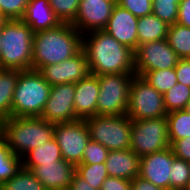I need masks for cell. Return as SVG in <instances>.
<instances>
[{
  "instance_id": "obj_22",
  "label": "cell",
  "mask_w": 190,
  "mask_h": 190,
  "mask_svg": "<svg viewBox=\"0 0 190 190\" xmlns=\"http://www.w3.org/2000/svg\"><path fill=\"white\" fill-rule=\"evenodd\" d=\"M19 70H0V121L12 117V101Z\"/></svg>"
},
{
  "instance_id": "obj_9",
  "label": "cell",
  "mask_w": 190,
  "mask_h": 190,
  "mask_svg": "<svg viewBox=\"0 0 190 190\" xmlns=\"http://www.w3.org/2000/svg\"><path fill=\"white\" fill-rule=\"evenodd\" d=\"M135 74L98 75L100 92L97 115H125L128 106L130 84Z\"/></svg>"
},
{
  "instance_id": "obj_20",
  "label": "cell",
  "mask_w": 190,
  "mask_h": 190,
  "mask_svg": "<svg viewBox=\"0 0 190 190\" xmlns=\"http://www.w3.org/2000/svg\"><path fill=\"white\" fill-rule=\"evenodd\" d=\"M22 20L34 33L55 28L62 23L53 12L48 0H30Z\"/></svg>"
},
{
  "instance_id": "obj_1",
  "label": "cell",
  "mask_w": 190,
  "mask_h": 190,
  "mask_svg": "<svg viewBox=\"0 0 190 190\" xmlns=\"http://www.w3.org/2000/svg\"><path fill=\"white\" fill-rule=\"evenodd\" d=\"M82 50L91 74H135L134 51L104 30L84 34Z\"/></svg>"
},
{
  "instance_id": "obj_10",
  "label": "cell",
  "mask_w": 190,
  "mask_h": 190,
  "mask_svg": "<svg viewBox=\"0 0 190 190\" xmlns=\"http://www.w3.org/2000/svg\"><path fill=\"white\" fill-rule=\"evenodd\" d=\"M54 139L61 149L62 159L77 166L90 140L84 119L54 124Z\"/></svg>"
},
{
  "instance_id": "obj_25",
  "label": "cell",
  "mask_w": 190,
  "mask_h": 190,
  "mask_svg": "<svg viewBox=\"0 0 190 190\" xmlns=\"http://www.w3.org/2000/svg\"><path fill=\"white\" fill-rule=\"evenodd\" d=\"M166 40L180 59L190 58V28L177 23L170 25Z\"/></svg>"
},
{
  "instance_id": "obj_47",
  "label": "cell",
  "mask_w": 190,
  "mask_h": 190,
  "mask_svg": "<svg viewBox=\"0 0 190 190\" xmlns=\"http://www.w3.org/2000/svg\"><path fill=\"white\" fill-rule=\"evenodd\" d=\"M185 190H190V182L188 183L187 187L185 188Z\"/></svg>"
},
{
  "instance_id": "obj_2",
  "label": "cell",
  "mask_w": 190,
  "mask_h": 190,
  "mask_svg": "<svg viewBox=\"0 0 190 190\" xmlns=\"http://www.w3.org/2000/svg\"><path fill=\"white\" fill-rule=\"evenodd\" d=\"M83 35L71 24L34 33L32 70L70 59L82 50Z\"/></svg>"
},
{
  "instance_id": "obj_4",
  "label": "cell",
  "mask_w": 190,
  "mask_h": 190,
  "mask_svg": "<svg viewBox=\"0 0 190 190\" xmlns=\"http://www.w3.org/2000/svg\"><path fill=\"white\" fill-rule=\"evenodd\" d=\"M34 32L22 19L6 20L2 26L0 67L32 70Z\"/></svg>"
},
{
  "instance_id": "obj_40",
  "label": "cell",
  "mask_w": 190,
  "mask_h": 190,
  "mask_svg": "<svg viewBox=\"0 0 190 190\" xmlns=\"http://www.w3.org/2000/svg\"><path fill=\"white\" fill-rule=\"evenodd\" d=\"M177 24L190 28V0H181L178 7Z\"/></svg>"
},
{
  "instance_id": "obj_31",
  "label": "cell",
  "mask_w": 190,
  "mask_h": 190,
  "mask_svg": "<svg viewBox=\"0 0 190 190\" xmlns=\"http://www.w3.org/2000/svg\"><path fill=\"white\" fill-rule=\"evenodd\" d=\"M190 182V162L176 158L171 166L170 190H185Z\"/></svg>"
},
{
  "instance_id": "obj_41",
  "label": "cell",
  "mask_w": 190,
  "mask_h": 190,
  "mask_svg": "<svg viewBox=\"0 0 190 190\" xmlns=\"http://www.w3.org/2000/svg\"><path fill=\"white\" fill-rule=\"evenodd\" d=\"M131 190H164L157 187L152 182L147 181L140 176L135 177L131 180Z\"/></svg>"
},
{
  "instance_id": "obj_36",
  "label": "cell",
  "mask_w": 190,
  "mask_h": 190,
  "mask_svg": "<svg viewBox=\"0 0 190 190\" xmlns=\"http://www.w3.org/2000/svg\"><path fill=\"white\" fill-rule=\"evenodd\" d=\"M153 0H116V4L125 8L136 17L147 16L152 13Z\"/></svg>"
},
{
  "instance_id": "obj_28",
  "label": "cell",
  "mask_w": 190,
  "mask_h": 190,
  "mask_svg": "<svg viewBox=\"0 0 190 190\" xmlns=\"http://www.w3.org/2000/svg\"><path fill=\"white\" fill-rule=\"evenodd\" d=\"M76 174L97 190L101 189L103 182L109 176L105 162L95 164L80 163L76 166Z\"/></svg>"
},
{
  "instance_id": "obj_12",
  "label": "cell",
  "mask_w": 190,
  "mask_h": 190,
  "mask_svg": "<svg viewBox=\"0 0 190 190\" xmlns=\"http://www.w3.org/2000/svg\"><path fill=\"white\" fill-rule=\"evenodd\" d=\"M74 96L75 83L51 86L41 118L54 124L78 120L74 110Z\"/></svg>"
},
{
  "instance_id": "obj_27",
  "label": "cell",
  "mask_w": 190,
  "mask_h": 190,
  "mask_svg": "<svg viewBox=\"0 0 190 190\" xmlns=\"http://www.w3.org/2000/svg\"><path fill=\"white\" fill-rule=\"evenodd\" d=\"M141 77L163 95L177 84L175 68L147 71Z\"/></svg>"
},
{
  "instance_id": "obj_33",
  "label": "cell",
  "mask_w": 190,
  "mask_h": 190,
  "mask_svg": "<svg viewBox=\"0 0 190 190\" xmlns=\"http://www.w3.org/2000/svg\"><path fill=\"white\" fill-rule=\"evenodd\" d=\"M178 7L173 1H152V13L169 26L177 22Z\"/></svg>"
},
{
  "instance_id": "obj_11",
  "label": "cell",
  "mask_w": 190,
  "mask_h": 190,
  "mask_svg": "<svg viewBox=\"0 0 190 190\" xmlns=\"http://www.w3.org/2000/svg\"><path fill=\"white\" fill-rule=\"evenodd\" d=\"M179 59L166 39L143 43L134 51L135 75L175 68Z\"/></svg>"
},
{
  "instance_id": "obj_18",
  "label": "cell",
  "mask_w": 190,
  "mask_h": 190,
  "mask_svg": "<svg viewBox=\"0 0 190 190\" xmlns=\"http://www.w3.org/2000/svg\"><path fill=\"white\" fill-rule=\"evenodd\" d=\"M100 92L98 77L87 75L75 83L74 110L78 119L97 115V100Z\"/></svg>"
},
{
  "instance_id": "obj_3",
  "label": "cell",
  "mask_w": 190,
  "mask_h": 190,
  "mask_svg": "<svg viewBox=\"0 0 190 190\" xmlns=\"http://www.w3.org/2000/svg\"><path fill=\"white\" fill-rule=\"evenodd\" d=\"M0 135L13 154L23 158L53 138L54 123L41 117H9L1 121Z\"/></svg>"
},
{
  "instance_id": "obj_13",
  "label": "cell",
  "mask_w": 190,
  "mask_h": 190,
  "mask_svg": "<svg viewBox=\"0 0 190 190\" xmlns=\"http://www.w3.org/2000/svg\"><path fill=\"white\" fill-rule=\"evenodd\" d=\"M115 4L116 0H80L77 16L71 24L82 35L103 30Z\"/></svg>"
},
{
  "instance_id": "obj_23",
  "label": "cell",
  "mask_w": 190,
  "mask_h": 190,
  "mask_svg": "<svg viewBox=\"0 0 190 190\" xmlns=\"http://www.w3.org/2000/svg\"><path fill=\"white\" fill-rule=\"evenodd\" d=\"M62 160L61 149L54 137L43 145L29 151L23 158V166H38Z\"/></svg>"
},
{
  "instance_id": "obj_19",
  "label": "cell",
  "mask_w": 190,
  "mask_h": 190,
  "mask_svg": "<svg viewBox=\"0 0 190 190\" xmlns=\"http://www.w3.org/2000/svg\"><path fill=\"white\" fill-rule=\"evenodd\" d=\"M140 160L131 149L109 151L105 161L108 175L132 180L139 176Z\"/></svg>"
},
{
  "instance_id": "obj_29",
  "label": "cell",
  "mask_w": 190,
  "mask_h": 190,
  "mask_svg": "<svg viewBox=\"0 0 190 190\" xmlns=\"http://www.w3.org/2000/svg\"><path fill=\"white\" fill-rule=\"evenodd\" d=\"M0 190H46L43 184L34 174L25 168L21 170L9 181L5 182Z\"/></svg>"
},
{
  "instance_id": "obj_32",
  "label": "cell",
  "mask_w": 190,
  "mask_h": 190,
  "mask_svg": "<svg viewBox=\"0 0 190 190\" xmlns=\"http://www.w3.org/2000/svg\"><path fill=\"white\" fill-rule=\"evenodd\" d=\"M62 23H72L77 16L80 0H48Z\"/></svg>"
},
{
  "instance_id": "obj_42",
  "label": "cell",
  "mask_w": 190,
  "mask_h": 190,
  "mask_svg": "<svg viewBox=\"0 0 190 190\" xmlns=\"http://www.w3.org/2000/svg\"><path fill=\"white\" fill-rule=\"evenodd\" d=\"M67 190H97L87 183L84 179L79 177L76 173L72 178V182Z\"/></svg>"
},
{
  "instance_id": "obj_35",
  "label": "cell",
  "mask_w": 190,
  "mask_h": 190,
  "mask_svg": "<svg viewBox=\"0 0 190 190\" xmlns=\"http://www.w3.org/2000/svg\"><path fill=\"white\" fill-rule=\"evenodd\" d=\"M30 0H0V13L7 19H22Z\"/></svg>"
},
{
  "instance_id": "obj_37",
  "label": "cell",
  "mask_w": 190,
  "mask_h": 190,
  "mask_svg": "<svg viewBox=\"0 0 190 190\" xmlns=\"http://www.w3.org/2000/svg\"><path fill=\"white\" fill-rule=\"evenodd\" d=\"M177 83L190 87V58H181L175 67Z\"/></svg>"
},
{
  "instance_id": "obj_16",
  "label": "cell",
  "mask_w": 190,
  "mask_h": 190,
  "mask_svg": "<svg viewBox=\"0 0 190 190\" xmlns=\"http://www.w3.org/2000/svg\"><path fill=\"white\" fill-rule=\"evenodd\" d=\"M23 168L30 170L46 190H67L76 173V166L64 159Z\"/></svg>"
},
{
  "instance_id": "obj_17",
  "label": "cell",
  "mask_w": 190,
  "mask_h": 190,
  "mask_svg": "<svg viewBox=\"0 0 190 190\" xmlns=\"http://www.w3.org/2000/svg\"><path fill=\"white\" fill-rule=\"evenodd\" d=\"M137 24L138 17L120 5L115 4L103 30L119 43L135 51L138 47Z\"/></svg>"
},
{
  "instance_id": "obj_46",
  "label": "cell",
  "mask_w": 190,
  "mask_h": 190,
  "mask_svg": "<svg viewBox=\"0 0 190 190\" xmlns=\"http://www.w3.org/2000/svg\"><path fill=\"white\" fill-rule=\"evenodd\" d=\"M1 42H2V27H0V51H1Z\"/></svg>"
},
{
  "instance_id": "obj_7",
  "label": "cell",
  "mask_w": 190,
  "mask_h": 190,
  "mask_svg": "<svg viewBox=\"0 0 190 190\" xmlns=\"http://www.w3.org/2000/svg\"><path fill=\"white\" fill-rule=\"evenodd\" d=\"M126 115L131 120L166 117L164 95L141 76L134 75L130 84Z\"/></svg>"
},
{
  "instance_id": "obj_15",
  "label": "cell",
  "mask_w": 190,
  "mask_h": 190,
  "mask_svg": "<svg viewBox=\"0 0 190 190\" xmlns=\"http://www.w3.org/2000/svg\"><path fill=\"white\" fill-rule=\"evenodd\" d=\"M177 157L171 147L141 157L139 176L159 188L170 190L171 166Z\"/></svg>"
},
{
  "instance_id": "obj_8",
  "label": "cell",
  "mask_w": 190,
  "mask_h": 190,
  "mask_svg": "<svg viewBox=\"0 0 190 190\" xmlns=\"http://www.w3.org/2000/svg\"><path fill=\"white\" fill-rule=\"evenodd\" d=\"M130 148L138 156L163 151L170 147L166 117L131 120Z\"/></svg>"
},
{
  "instance_id": "obj_30",
  "label": "cell",
  "mask_w": 190,
  "mask_h": 190,
  "mask_svg": "<svg viewBox=\"0 0 190 190\" xmlns=\"http://www.w3.org/2000/svg\"><path fill=\"white\" fill-rule=\"evenodd\" d=\"M190 101V87L177 83L164 94V106L167 113L184 110Z\"/></svg>"
},
{
  "instance_id": "obj_21",
  "label": "cell",
  "mask_w": 190,
  "mask_h": 190,
  "mask_svg": "<svg viewBox=\"0 0 190 190\" xmlns=\"http://www.w3.org/2000/svg\"><path fill=\"white\" fill-rule=\"evenodd\" d=\"M168 27L169 25L153 13L147 16L138 17V46L143 43L166 39Z\"/></svg>"
},
{
  "instance_id": "obj_43",
  "label": "cell",
  "mask_w": 190,
  "mask_h": 190,
  "mask_svg": "<svg viewBox=\"0 0 190 190\" xmlns=\"http://www.w3.org/2000/svg\"><path fill=\"white\" fill-rule=\"evenodd\" d=\"M7 19L0 13V27L3 26L4 22L6 21Z\"/></svg>"
},
{
  "instance_id": "obj_45",
  "label": "cell",
  "mask_w": 190,
  "mask_h": 190,
  "mask_svg": "<svg viewBox=\"0 0 190 190\" xmlns=\"http://www.w3.org/2000/svg\"><path fill=\"white\" fill-rule=\"evenodd\" d=\"M153 1H173L174 3H180L181 0H153Z\"/></svg>"
},
{
  "instance_id": "obj_39",
  "label": "cell",
  "mask_w": 190,
  "mask_h": 190,
  "mask_svg": "<svg viewBox=\"0 0 190 190\" xmlns=\"http://www.w3.org/2000/svg\"><path fill=\"white\" fill-rule=\"evenodd\" d=\"M100 190H131V180L108 176Z\"/></svg>"
},
{
  "instance_id": "obj_26",
  "label": "cell",
  "mask_w": 190,
  "mask_h": 190,
  "mask_svg": "<svg viewBox=\"0 0 190 190\" xmlns=\"http://www.w3.org/2000/svg\"><path fill=\"white\" fill-rule=\"evenodd\" d=\"M168 137L170 145L182 138L190 137V114L185 110H175L167 113Z\"/></svg>"
},
{
  "instance_id": "obj_14",
  "label": "cell",
  "mask_w": 190,
  "mask_h": 190,
  "mask_svg": "<svg viewBox=\"0 0 190 190\" xmlns=\"http://www.w3.org/2000/svg\"><path fill=\"white\" fill-rule=\"evenodd\" d=\"M51 86L76 83L90 74L87 58L83 50L70 59L46 65L38 71Z\"/></svg>"
},
{
  "instance_id": "obj_34",
  "label": "cell",
  "mask_w": 190,
  "mask_h": 190,
  "mask_svg": "<svg viewBox=\"0 0 190 190\" xmlns=\"http://www.w3.org/2000/svg\"><path fill=\"white\" fill-rule=\"evenodd\" d=\"M108 152L109 150L102 144L90 139L84 149L81 163H104L107 159Z\"/></svg>"
},
{
  "instance_id": "obj_38",
  "label": "cell",
  "mask_w": 190,
  "mask_h": 190,
  "mask_svg": "<svg viewBox=\"0 0 190 190\" xmlns=\"http://www.w3.org/2000/svg\"><path fill=\"white\" fill-rule=\"evenodd\" d=\"M170 147L177 158L190 162V137L175 140Z\"/></svg>"
},
{
  "instance_id": "obj_44",
  "label": "cell",
  "mask_w": 190,
  "mask_h": 190,
  "mask_svg": "<svg viewBox=\"0 0 190 190\" xmlns=\"http://www.w3.org/2000/svg\"><path fill=\"white\" fill-rule=\"evenodd\" d=\"M184 110L190 114V101L187 103Z\"/></svg>"
},
{
  "instance_id": "obj_24",
  "label": "cell",
  "mask_w": 190,
  "mask_h": 190,
  "mask_svg": "<svg viewBox=\"0 0 190 190\" xmlns=\"http://www.w3.org/2000/svg\"><path fill=\"white\" fill-rule=\"evenodd\" d=\"M22 167V158L13 154L6 140L0 135V187L11 180Z\"/></svg>"
},
{
  "instance_id": "obj_5",
  "label": "cell",
  "mask_w": 190,
  "mask_h": 190,
  "mask_svg": "<svg viewBox=\"0 0 190 190\" xmlns=\"http://www.w3.org/2000/svg\"><path fill=\"white\" fill-rule=\"evenodd\" d=\"M51 85L36 70L19 71L12 101V117H41Z\"/></svg>"
},
{
  "instance_id": "obj_6",
  "label": "cell",
  "mask_w": 190,
  "mask_h": 190,
  "mask_svg": "<svg viewBox=\"0 0 190 190\" xmlns=\"http://www.w3.org/2000/svg\"><path fill=\"white\" fill-rule=\"evenodd\" d=\"M90 139L109 151L125 150L131 143V119L125 115H95L84 119Z\"/></svg>"
}]
</instances>
